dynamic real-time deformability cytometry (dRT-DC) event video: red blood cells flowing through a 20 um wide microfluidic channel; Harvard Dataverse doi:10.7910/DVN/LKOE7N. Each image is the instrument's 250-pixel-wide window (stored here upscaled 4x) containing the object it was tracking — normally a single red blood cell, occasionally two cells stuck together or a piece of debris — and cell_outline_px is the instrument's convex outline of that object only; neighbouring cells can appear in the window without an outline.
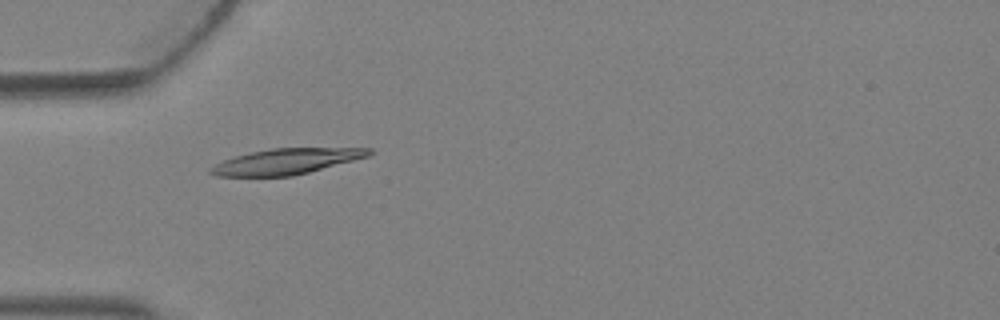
{"species": "Egyptian fruit bat (a non-hibernating species)", "species_latin": "Rousettus aegyptiacus", "temperature_condition": "warm", "stored_images_in_passage": 4, "camera_frame_rate_fps": 3000, "um_per_image_px": 0.085, "animal": {"sex": "female"}, "frame": {"image": 1, "passage_image": 4, "time_ms": 1.0, "image_size_px": [1000, 320], "cell_outline_px": [[376, 152], [368, 156], [308, 172], [292, 176], [216, 176], [208, 172], [208, 168], [224, 160], [236, 156], [252, 152], [272, 148], [372, 148]], "centroid_in_image_um": [24.33, 13.72], "position_along_channel_um": 60.7, "area_um2": 23.41}}